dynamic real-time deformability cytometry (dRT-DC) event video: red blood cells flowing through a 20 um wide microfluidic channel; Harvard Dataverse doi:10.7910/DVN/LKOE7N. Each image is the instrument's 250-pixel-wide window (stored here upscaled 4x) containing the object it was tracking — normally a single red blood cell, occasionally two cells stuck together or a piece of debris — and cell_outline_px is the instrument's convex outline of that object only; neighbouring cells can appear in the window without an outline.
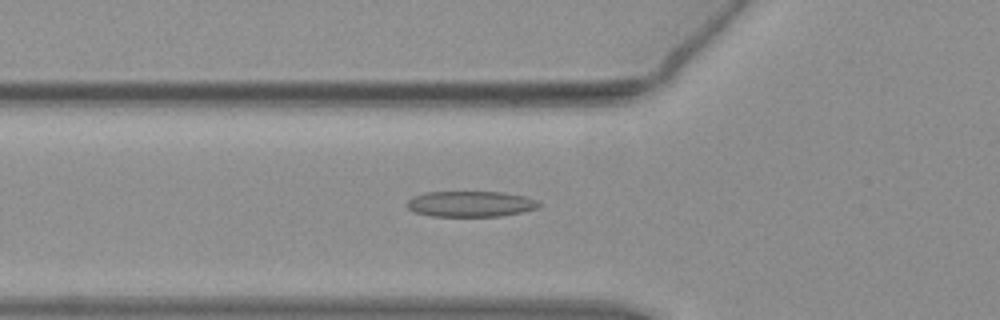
{"species": "common noctule bat (a hibernating species)", "species_latin": "Nyctalus noctula", "temperature_condition": "warm", "stored_images_in_passage": 53, "camera_frame_rate_fps": 3000, "um_per_image_px": 0.085, "animal": {"sex": "female", "body_mass_g": 19.3, "forearm_length_mm": 54.1}, "frame": {"image": 1, "passage_image": 18, "time_ms": 5.667, "image_size_px": [1000, 320], "cell_outline_px": [[544, 204], [536, 208], [520, 212], [500, 216], [432, 216], [416, 212], [408, 208], [404, 204], [412, 196], [428, 192], [504, 192], [524, 196], [536, 200]], "centroid_in_image_um": [39.99, 17.33], "position_along_channel_um": 85.8, "area_um2": 19.77}}
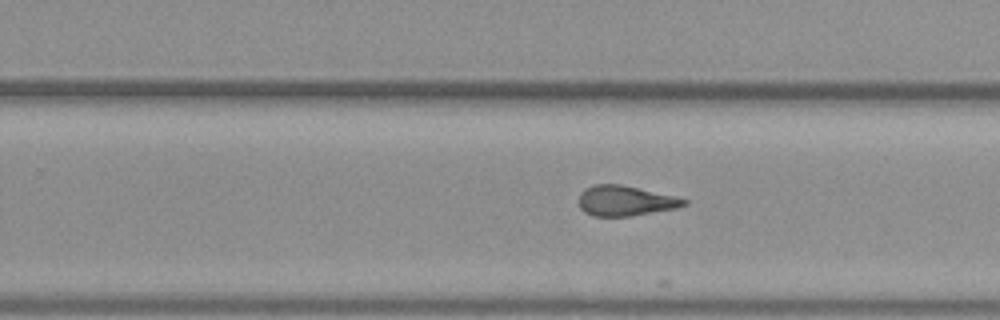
{"frame": {"image": 2, "passage_image": 33, "time_ms": 10.667, "image_size_px": [1000, 320], "cell_outline_px": [[688, 204], [676, 208], [632, 216], [592, 216], [584, 212], [580, 208], [580, 192], [584, 188], [596, 184], [620, 184], [672, 196], [688, 200]], "centroid_in_image_um": [53.12, 17.07], "position_along_channel_um": 276.7, "area_um2": 18.32}}
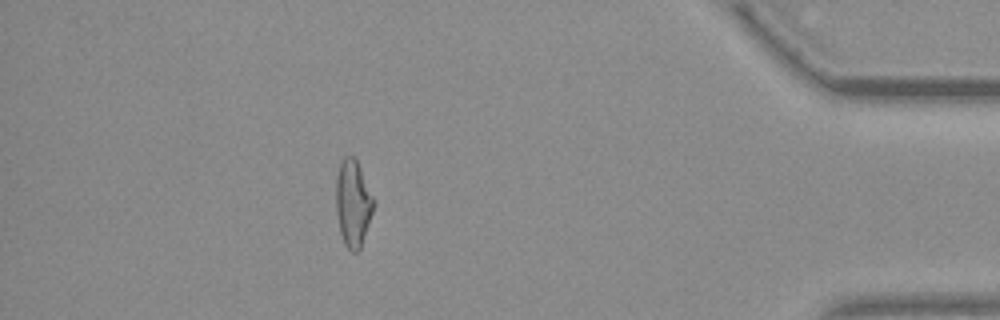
{"frame": {"image": 3, "passage_image": 47, "time_ms": 15.333, "image_size_px": [1000, 320], "cell_outline_px": [[372, 212], [360, 248], [356, 252], [352, 252], [344, 244], [340, 232], [336, 212], [336, 176], [340, 160], [344, 156], [352, 156], [356, 160], [372, 196]], "centroid_in_image_um": [29.95, 17.27], "position_along_channel_um": 405.2, "area_um2": 18.5}, "authors_computed_cell_mechanics": {"area_um2": 19.7676, "velocity_mm_per_s": 3.8013, "shape_relaxation_time_tau1_ms": 8.4478, "shape_relaxation_time_tau2_ms": 1.792, "deformation_change_tau1": 0.2352, "deformation_change_tau2": 0.1225}}